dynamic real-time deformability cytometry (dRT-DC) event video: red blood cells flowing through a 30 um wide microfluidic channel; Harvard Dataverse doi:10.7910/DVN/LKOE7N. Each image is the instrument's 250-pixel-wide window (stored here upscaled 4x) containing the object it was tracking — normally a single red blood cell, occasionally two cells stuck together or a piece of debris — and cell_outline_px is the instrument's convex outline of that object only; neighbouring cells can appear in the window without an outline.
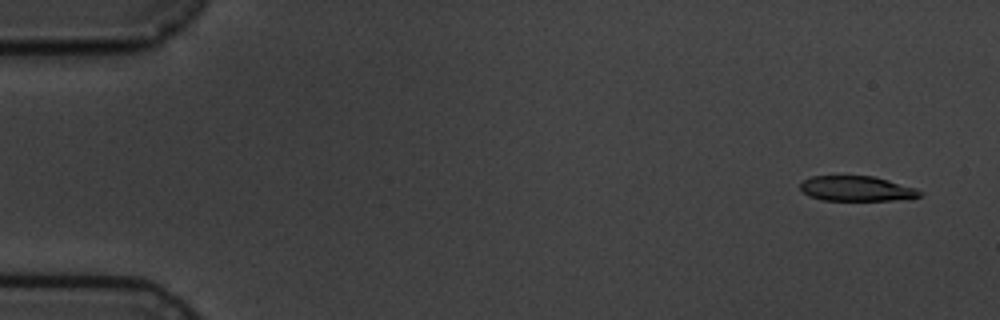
{"species": "common noctule bat (a hibernating species)", "species_latin": "Nyctalus noctula", "temperature_condition": "cold", "stored_images_in_passage": 4, "camera_frame_rate_fps": 3000, "um_per_image_px": 0.085, "animal": {"sex": "male", "body_mass_g": 19.5, "forearm_length_mm": 54.6}, "frame": {"image": 1, "passage_image": 1, "time_ms": 0.0, "image_size_px": [1000, 320], "cell_outline_px": [[924, 192], [920, 196], [908, 200], [820, 200], [808, 196], [800, 188], [800, 184], [804, 180], [812, 176], [872, 176], [888, 180], [916, 188]], "centroid_in_image_um": [72.85, 16.04], "position_along_channel_um": 12.2, "area_um2": 17.57}}